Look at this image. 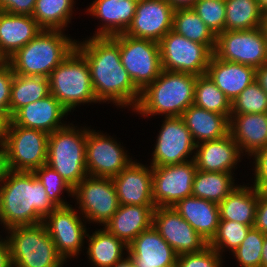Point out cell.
<instances>
[{"label":"cell","mask_w":267,"mask_h":267,"mask_svg":"<svg viewBox=\"0 0 267 267\" xmlns=\"http://www.w3.org/2000/svg\"><path fill=\"white\" fill-rule=\"evenodd\" d=\"M75 48L85 57L99 103L112 102L116 106H137L141 91L134 85L124 69L119 50V35L92 36L83 42L76 41Z\"/></svg>","instance_id":"1"},{"label":"cell","mask_w":267,"mask_h":267,"mask_svg":"<svg viewBox=\"0 0 267 267\" xmlns=\"http://www.w3.org/2000/svg\"><path fill=\"white\" fill-rule=\"evenodd\" d=\"M55 208L33 172L7 169L0 183V214L4 229L42 223Z\"/></svg>","instance_id":"2"},{"label":"cell","mask_w":267,"mask_h":267,"mask_svg":"<svg viewBox=\"0 0 267 267\" xmlns=\"http://www.w3.org/2000/svg\"><path fill=\"white\" fill-rule=\"evenodd\" d=\"M197 76L189 73L162 70L147 85L133 111L145 117L160 115L179 117L194 103Z\"/></svg>","instance_id":"3"},{"label":"cell","mask_w":267,"mask_h":267,"mask_svg":"<svg viewBox=\"0 0 267 267\" xmlns=\"http://www.w3.org/2000/svg\"><path fill=\"white\" fill-rule=\"evenodd\" d=\"M63 33V30L43 29L17 50L7 59L14 74L49 77L76 46V40Z\"/></svg>","instance_id":"4"},{"label":"cell","mask_w":267,"mask_h":267,"mask_svg":"<svg viewBox=\"0 0 267 267\" xmlns=\"http://www.w3.org/2000/svg\"><path fill=\"white\" fill-rule=\"evenodd\" d=\"M77 128L72 123L48 137L47 163L75 188L86 176L87 128Z\"/></svg>","instance_id":"5"},{"label":"cell","mask_w":267,"mask_h":267,"mask_svg":"<svg viewBox=\"0 0 267 267\" xmlns=\"http://www.w3.org/2000/svg\"><path fill=\"white\" fill-rule=\"evenodd\" d=\"M50 94L68 112L84 103H98L85 57L73 51L49 75Z\"/></svg>","instance_id":"6"},{"label":"cell","mask_w":267,"mask_h":267,"mask_svg":"<svg viewBox=\"0 0 267 267\" xmlns=\"http://www.w3.org/2000/svg\"><path fill=\"white\" fill-rule=\"evenodd\" d=\"M7 232L13 267H62L65 264L43 223L13 227Z\"/></svg>","instance_id":"7"},{"label":"cell","mask_w":267,"mask_h":267,"mask_svg":"<svg viewBox=\"0 0 267 267\" xmlns=\"http://www.w3.org/2000/svg\"><path fill=\"white\" fill-rule=\"evenodd\" d=\"M49 134L11 122L3 143L6 167L12 171L33 172L47 163Z\"/></svg>","instance_id":"8"},{"label":"cell","mask_w":267,"mask_h":267,"mask_svg":"<svg viewBox=\"0 0 267 267\" xmlns=\"http://www.w3.org/2000/svg\"><path fill=\"white\" fill-rule=\"evenodd\" d=\"M120 58L134 85L142 91L162 71L158 42L119 34Z\"/></svg>","instance_id":"9"},{"label":"cell","mask_w":267,"mask_h":267,"mask_svg":"<svg viewBox=\"0 0 267 267\" xmlns=\"http://www.w3.org/2000/svg\"><path fill=\"white\" fill-rule=\"evenodd\" d=\"M162 70L205 75L212 52L171 30L159 42Z\"/></svg>","instance_id":"10"},{"label":"cell","mask_w":267,"mask_h":267,"mask_svg":"<svg viewBox=\"0 0 267 267\" xmlns=\"http://www.w3.org/2000/svg\"><path fill=\"white\" fill-rule=\"evenodd\" d=\"M73 196L79 205L83 222L87 220L101 226L111 219L120 205L112 178L86 176L73 189Z\"/></svg>","instance_id":"11"},{"label":"cell","mask_w":267,"mask_h":267,"mask_svg":"<svg viewBox=\"0 0 267 267\" xmlns=\"http://www.w3.org/2000/svg\"><path fill=\"white\" fill-rule=\"evenodd\" d=\"M213 54L225 61L257 68L267 63V42L261 27L223 31L217 35Z\"/></svg>","instance_id":"12"},{"label":"cell","mask_w":267,"mask_h":267,"mask_svg":"<svg viewBox=\"0 0 267 267\" xmlns=\"http://www.w3.org/2000/svg\"><path fill=\"white\" fill-rule=\"evenodd\" d=\"M196 144L181 116L165 117L152 153V167L194 160ZM192 155V157H190ZM191 159H188V158Z\"/></svg>","instance_id":"13"},{"label":"cell","mask_w":267,"mask_h":267,"mask_svg":"<svg viewBox=\"0 0 267 267\" xmlns=\"http://www.w3.org/2000/svg\"><path fill=\"white\" fill-rule=\"evenodd\" d=\"M113 137L87 128L86 170L88 176L113 178L126 168L132 159Z\"/></svg>","instance_id":"14"},{"label":"cell","mask_w":267,"mask_h":267,"mask_svg":"<svg viewBox=\"0 0 267 267\" xmlns=\"http://www.w3.org/2000/svg\"><path fill=\"white\" fill-rule=\"evenodd\" d=\"M197 168L194 160L152 167L153 201L156 207H173L191 196Z\"/></svg>","instance_id":"15"},{"label":"cell","mask_w":267,"mask_h":267,"mask_svg":"<svg viewBox=\"0 0 267 267\" xmlns=\"http://www.w3.org/2000/svg\"><path fill=\"white\" fill-rule=\"evenodd\" d=\"M72 205L56 207L43 219V224L53 240L59 255L65 260L76 257L82 251L87 238L85 223Z\"/></svg>","instance_id":"16"},{"label":"cell","mask_w":267,"mask_h":267,"mask_svg":"<svg viewBox=\"0 0 267 267\" xmlns=\"http://www.w3.org/2000/svg\"><path fill=\"white\" fill-rule=\"evenodd\" d=\"M152 225L177 255L197 253L208 246L173 207H155Z\"/></svg>","instance_id":"17"},{"label":"cell","mask_w":267,"mask_h":267,"mask_svg":"<svg viewBox=\"0 0 267 267\" xmlns=\"http://www.w3.org/2000/svg\"><path fill=\"white\" fill-rule=\"evenodd\" d=\"M174 10L166 0H138L135 15L124 34L159 43L172 30Z\"/></svg>","instance_id":"18"},{"label":"cell","mask_w":267,"mask_h":267,"mask_svg":"<svg viewBox=\"0 0 267 267\" xmlns=\"http://www.w3.org/2000/svg\"><path fill=\"white\" fill-rule=\"evenodd\" d=\"M120 205H155L152 189V166L132 161L112 178Z\"/></svg>","instance_id":"19"},{"label":"cell","mask_w":267,"mask_h":267,"mask_svg":"<svg viewBox=\"0 0 267 267\" xmlns=\"http://www.w3.org/2000/svg\"><path fill=\"white\" fill-rule=\"evenodd\" d=\"M127 253L134 267H175L178 256L153 225L128 245Z\"/></svg>","instance_id":"20"},{"label":"cell","mask_w":267,"mask_h":267,"mask_svg":"<svg viewBox=\"0 0 267 267\" xmlns=\"http://www.w3.org/2000/svg\"><path fill=\"white\" fill-rule=\"evenodd\" d=\"M68 115L66 108L52 95L20 108L13 116L12 122L24 128L42 130L48 134L63 128L64 116Z\"/></svg>","instance_id":"21"},{"label":"cell","mask_w":267,"mask_h":267,"mask_svg":"<svg viewBox=\"0 0 267 267\" xmlns=\"http://www.w3.org/2000/svg\"><path fill=\"white\" fill-rule=\"evenodd\" d=\"M195 150L196 168L205 172L233 173L244 156L230 133L217 140L201 142Z\"/></svg>","instance_id":"22"},{"label":"cell","mask_w":267,"mask_h":267,"mask_svg":"<svg viewBox=\"0 0 267 267\" xmlns=\"http://www.w3.org/2000/svg\"><path fill=\"white\" fill-rule=\"evenodd\" d=\"M138 0H94L87 8L90 15L101 19V28L93 36H115L126 32L136 12Z\"/></svg>","instance_id":"23"},{"label":"cell","mask_w":267,"mask_h":267,"mask_svg":"<svg viewBox=\"0 0 267 267\" xmlns=\"http://www.w3.org/2000/svg\"><path fill=\"white\" fill-rule=\"evenodd\" d=\"M206 74L232 103L248 85L255 81L256 69L221 60L212 54Z\"/></svg>","instance_id":"24"},{"label":"cell","mask_w":267,"mask_h":267,"mask_svg":"<svg viewBox=\"0 0 267 267\" xmlns=\"http://www.w3.org/2000/svg\"><path fill=\"white\" fill-rule=\"evenodd\" d=\"M229 133L241 154L252 156L267 146V113L231 114Z\"/></svg>","instance_id":"25"},{"label":"cell","mask_w":267,"mask_h":267,"mask_svg":"<svg viewBox=\"0 0 267 267\" xmlns=\"http://www.w3.org/2000/svg\"><path fill=\"white\" fill-rule=\"evenodd\" d=\"M155 207V205H119L118 210L104 227L129 245L141 232L152 226Z\"/></svg>","instance_id":"26"},{"label":"cell","mask_w":267,"mask_h":267,"mask_svg":"<svg viewBox=\"0 0 267 267\" xmlns=\"http://www.w3.org/2000/svg\"><path fill=\"white\" fill-rule=\"evenodd\" d=\"M43 30L29 15L0 11V52L10 58Z\"/></svg>","instance_id":"27"},{"label":"cell","mask_w":267,"mask_h":267,"mask_svg":"<svg viewBox=\"0 0 267 267\" xmlns=\"http://www.w3.org/2000/svg\"><path fill=\"white\" fill-rule=\"evenodd\" d=\"M173 208L207 243L216 235L220 221L217 203L189 196L178 201Z\"/></svg>","instance_id":"28"},{"label":"cell","mask_w":267,"mask_h":267,"mask_svg":"<svg viewBox=\"0 0 267 267\" xmlns=\"http://www.w3.org/2000/svg\"><path fill=\"white\" fill-rule=\"evenodd\" d=\"M195 144L217 140L229 134V117L190 105L182 114Z\"/></svg>","instance_id":"29"},{"label":"cell","mask_w":267,"mask_h":267,"mask_svg":"<svg viewBox=\"0 0 267 267\" xmlns=\"http://www.w3.org/2000/svg\"><path fill=\"white\" fill-rule=\"evenodd\" d=\"M259 190L237 185L219 204L220 220L254 226Z\"/></svg>","instance_id":"30"},{"label":"cell","mask_w":267,"mask_h":267,"mask_svg":"<svg viewBox=\"0 0 267 267\" xmlns=\"http://www.w3.org/2000/svg\"><path fill=\"white\" fill-rule=\"evenodd\" d=\"M87 255L94 267H113L128 254V245L111 234L105 227L98 229L92 235L87 233ZM126 250V253L123 251Z\"/></svg>","instance_id":"31"},{"label":"cell","mask_w":267,"mask_h":267,"mask_svg":"<svg viewBox=\"0 0 267 267\" xmlns=\"http://www.w3.org/2000/svg\"><path fill=\"white\" fill-rule=\"evenodd\" d=\"M172 30L191 41L204 44L212 53L215 50L217 36L192 8L174 10Z\"/></svg>","instance_id":"32"},{"label":"cell","mask_w":267,"mask_h":267,"mask_svg":"<svg viewBox=\"0 0 267 267\" xmlns=\"http://www.w3.org/2000/svg\"><path fill=\"white\" fill-rule=\"evenodd\" d=\"M50 94L49 78L14 74L10 96V115L29 103Z\"/></svg>","instance_id":"33"},{"label":"cell","mask_w":267,"mask_h":267,"mask_svg":"<svg viewBox=\"0 0 267 267\" xmlns=\"http://www.w3.org/2000/svg\"><path fill=\"white\" fill-rule=\"evenodd\" d=\"M233 173L197 170L191 196L219 204L237 185Z\"/></svg>","instance_id":"34"},{"label":"cell","mask_w":267,"mask_h":267,"mask_svg":"<svg viewBox=\"0 0 267 267\" xmlns=\"http://www.w3.org/2000/svg\"><path fill=\"white\" fill-rule=\"evenodd\" d=\"M74 0H36L33 19L45 30H65L71 22Z\"/></svg>","instance_id":"35"},{"label":"cell","mask_w":267,"mask_h":267,"mask_svg":"<svg viewBox=\"0 0 267 267\" xmlns=\"http://www.w3.org/2000/svg\"><path fill=\"white\" fill-rule=\"evenodd\" d=\"M226 31L250 30L261 27L264 11L258 0H225Z\"/></svg>","instance_id":"36"},{"label":"cell","mask_w":267,"mask_h":267,"mask_svg":"<svg viewBox=\"0 0 267 267\" xmlns=\"http://www.w3.org/2000/svg\"><path fill=\"white\" fill-rule=\"evenodd\" d=\"M195 106L231 117V102L207 75L197 76L194 93Z\"/></svg>","instance_id":"37"},{"label":"cell","mask_w":267,"mask_h":267,"mask_svg":"<svg viewBox=\"0 0 267 267\" xmlns=\"http://www.w3.org/2000/svg\"><path fill=\"white\" fill-rule=\"evenodd\" d=\"M252 227L254 226H248L240 222L220 220L216 235L208 245L218 251L221 256L226 249L233 252L243 242Z\"/></svg>","instance_id":"38"},{"label":"cell","mask_w":267,"mask_h":267,"mask_svg":"<svg viewBox=\"0 0 267 267\" xmlns=\"http://www.w3.org/2000/svg\"><path fill=\"white\" fill-rule=\"evenodd\" d=\"M267 113V94L254 81L248 85L231 103V114Z\"/></svg>","instance_id":"39"},{"label":"cell","mask_w":267,"mask_h":267,"mask_svg":"<svg viewBox=\"0 0 267 267\" xmlns=\"http://www.w3.org/2000/svg\"><path fill=\"white\" fill-rule=\"evenodd\" d=\"M33 173L42 183L49 199L56 207L69 205L67 204L68 202L64 201L63 198L60 197V195L64 190H66V192L73 197L74 188L66 182L59 173H57L48 164H44L38 169H35Z\"/></svg>","instance_id":"40"},{"label":"cell","mask_w":267,"mask_h":267,"mask_svg":"<svg viewBox=\"0 0 267 267\" xmlns=\"http://www.w3.org/2000/svg\"><path fill=\"white\" fill-rule=\"evenodd\" d=\"M264 238L265 234L259 229L252 227L249 230L243 242L232 252L241 267H261Z\"/></svg>","instance_id":"41"},{"label":"cell","mask_w":267,"mask_h":267,"mask_svg":"<svg viewBox=\"0 0 267 267\" xmlns=\"http://www.w3.org/2000/svg\"><path fill=\"white\" fill-rule=\"evenodd\" d=\"M192 9L216 36L225 31V0H198Z\"/></svg>","instance_id":"42"},{"label":"cell","mask_w":267,"mask_h":267,"mask_svg":"<svg viewBox=\"0 0 267 267\" xmlns=\"http://www.w3.org/2000/svg\"><path fill=\"white\" fill-rule=\"evenodd\" d=\"M222 256L209 245L197 253H184L177 256L175 267H222Z\"/></svg>","instance_id":"43"},{"label":"cell","mask_w":267,"mask_h":267,"mask_svg":"<svg viewBox=\"0 0 267 267\" xmlns=\"http://www.w3.org/2000/svg\"><path fill=\"white\" fill-rule=\"evenodd\" d=\"M14 72L8 62L0 64V111H9Z\"/></svg>","instance_id":"44"},{"label":"cell","mask_w":267,"mask_h":267,"mask_svg":"<svg viewBox=\"0 0 267 267\" xmlns=\"http://www.w3.org/2000/svg\"><path fill=\"white\" fill-rule=\"evenodd\" d=\"M251 157L255 160L253 186L258 190L267 189V146L255 152Z\"/></svg>","instance_id":"45"},{"label":"cell","mask_w":267,"mask_h":267,"mask_svg":"<svg viewBox=\"0 0 267 267\" xmlns=\"http://www.w3.org/2000/svg\"><path fill=\"white\" fill-rule=\"evenodd\" d=\"M36 0H0V11L32 16Z\"/></svg>","instance_id":"46"},{"label":"cell","mask_w":267,"mask_h":267,"mask_svg":"<svg viewBox=\"0 0 267 267\" xmlns=\"http://www.w3.org/2000/svg\"><path fill=\"white\" fill-rule=\"evenodd\" d=\"M254 227L267 234V189L259 190Z\"/></svg>","instance_id":"47"},{"label":"cell","mask_w":267,"mask_h":267,"mask_svg":"<svg viewBox=\"0 0 267 267\" xmlns=\"http://www.w3.org/2000/svg\"><path fill=\"white\" fill-rule=\"evenodd\" d=\"M12 116L9 111H0V145H3L9 132Z\"/></svg>","instance_id":"48"},{"label":"cell","mask_w":267,"mask_h":267,"mask_svg":"<svg viewBox=\"0 0 267 267\" xmlns=\"http://www.w3.org/2000/svg\"><path fill=\"white\" fill-rule=\"evenodd\" d=\"M0 267H13L7 239L0 240Z\"/></svg>","instance_id":"49"},{"label":"cell","mask_w":267,"mask_h":267,"mask_svg":"<svg viewBox=\"0 0 267 267\" xmlns=\"http://www.w3.org/2000/svg\"><path fill=\"white\" fill-rule=\"evenodd\" d=\"M255 81L262 87L267 94V63L256 68Z\"/></svg>","instance_id":"50"},{"label":"cell","mask_w":267,"mask_h":267,"mask_svg":"<svg viewBox=\"0 0 267 267\" xmlns=\"http://www.w3.org/2000/svg\"><path fill=\"white\" fill-rule=\"evenodd\" d=\"M174 9L192 8L198 0H166Z\"/></svg>","instance_id":"51"},{"label":"cell","mask_w":267,"mask_h":267,"mask_svg":"<svg viewBox=\"0 0 267 267\" xmlns=\"http://www.w3.org/2000/svg\"><path fill=\"white\" fill-rule=\"evenodd\" d=\"M7 171L5 151L3 145H0V183L2 182Z\"/></svg>","instance_id":"52"},{"label":"cell","mask_w":267,"mask_h":267,"mask_svg":"<svg viewBox=\"0 0 267 267\" xmlns=\"http://www.w3.org/2000/svg\"><path fill=\"white\" fill-rule=\"evenodd\" d=\"M261 267H267V234H265L261 254Z\"/></svg>","instance_id":"53"},{"label":"cell","mask_w":267,"mask_h":267,"mask_svg":"<svg viewBox=\"0 0 267 267\" xmlns=\"http://www.w3.org/2000/svg\"><path fill=\"white\" fill-rule=\"evenodd\" d=\"M113 267H134V264L131 258L126 255L124 259L116 263Z\"/></svg>","instance_id":"54"},{"label":"cell","mask_w":267,"mask_h":267,"mask_svg":"<svg viewBox=\"0 0 267 267\" xmlns=\"http://www.w3.org/2000/svg\"><path fill=\"white\" fill-rule=\"evenodd\" d=\"M261 28H262V31L264 33V36H265V39L267 42V11L264 12V14H263V19L261 22Z\"/></svg>","instance_id":"55"},{"label":"cell","mask_w":267,"mask_h":267,"mask_svg":"<svg viewBox=\"0 0 267 267\" xmlns=\"http://www.w3.org/2000/svg\"><path fill=\"white\" fill-rule=\"evenodd\" d=\"M260 8L266 12L267 11V0H258Z\"/></svg>","instance_id":"56"},{"label":"cell","mask_w":267,"mask_h":267,"mask_svg":"<svg viewBox=\"0 0 267 267\" xmlns=\"http://www.w3.org/2000/svg\"><path fill=\"white\" fill-rule=\"evenodd\" d=\"M7 62V59L0 52V64Z\"/></svg>","instance_id":"57"},{"label":"cell","mask_w":267,"mask_h":267,"mask_svg":"<svg viewBox=\"0 0 267 267\" xmlns=\"http://www.w3.org/2000/svg\"><path fill=\"white\" fill-rule=\"evenodd\" d=\"M0 221H1L0 223L3 224L2 219H1V214H0ZM0 239H1V236H0Z\"/></svg>","instance_id":"58"}]
</instances>
